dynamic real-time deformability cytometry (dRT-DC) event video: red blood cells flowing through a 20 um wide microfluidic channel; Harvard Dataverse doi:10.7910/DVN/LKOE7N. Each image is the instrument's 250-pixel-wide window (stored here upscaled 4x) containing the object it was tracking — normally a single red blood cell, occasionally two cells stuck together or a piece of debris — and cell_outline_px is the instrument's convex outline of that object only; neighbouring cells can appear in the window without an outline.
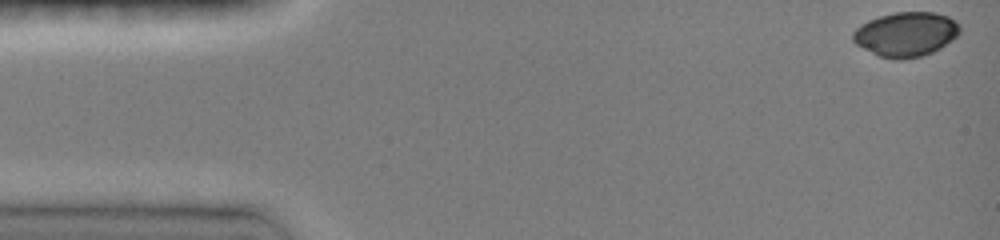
{"species": "common noctule bat (a hibernating species)", "species_latin": "Nyctalus noctula", "temperature_condition": "room temperature", "stored_images_in_passage": 6, "camera_frame_rate_fps": 3000, "um_per_image_px": 0.085, "animal": {"sex": "female", "body_mass_g": 19.0, "forearm_length_mm": 51.5}, "frame": {"image": 1, "passage_image": 1, "time_ms": 0.0, "image_size_px": [1000, 240], "cell_outline_px": [[960, 32], [952, 40], [940, 48], [932, 52], [920, 56], [900, 60], [896, 60], [880, 56], [856, 44], [852, 40], [852, 32], [860, 24], [868, 20], [880, 16], [896, 12], [932, 12], [948, 16], [956, 20], [960, 24]], "centroid_in_image_um": [77.01, 2.9], "position_along_channel_um": 8.0, "area_um2": 27.69}}